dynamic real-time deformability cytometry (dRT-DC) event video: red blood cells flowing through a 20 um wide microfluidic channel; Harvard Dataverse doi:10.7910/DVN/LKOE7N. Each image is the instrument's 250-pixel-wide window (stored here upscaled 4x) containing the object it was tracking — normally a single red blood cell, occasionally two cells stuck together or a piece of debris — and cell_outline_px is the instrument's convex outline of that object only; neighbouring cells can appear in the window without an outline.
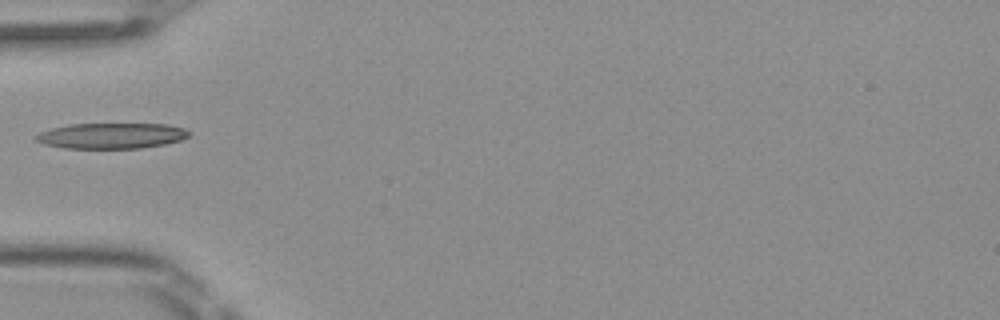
{"species": "Egyptian fruit bat (a non-hibernating species)", "species_latin": "Rousettus aegyptiacus", "temperature_condition": "room temperature", "stored_images_in_passage": 6, "camera_frame_rate_fps": 3000, "um_per_image_px": 0.085, "frame": {"image": 1, "passage_image": 5, "time_ms": 1.333, "image_size_px": [1000, 320], "cell_outline_px": [[188, 136], [180, 140], [164, 144], [140, 148], [64, 148], [44, 144], [36, 140], [32, 136], [40, 132], [52, 128], [68, 124], [168, 124], [184, 128], [188, 132]], "centroid_in_image_um": [9.43, 11.53], "position_along_channel_um": 75.6, "area_um2": 22.77}}
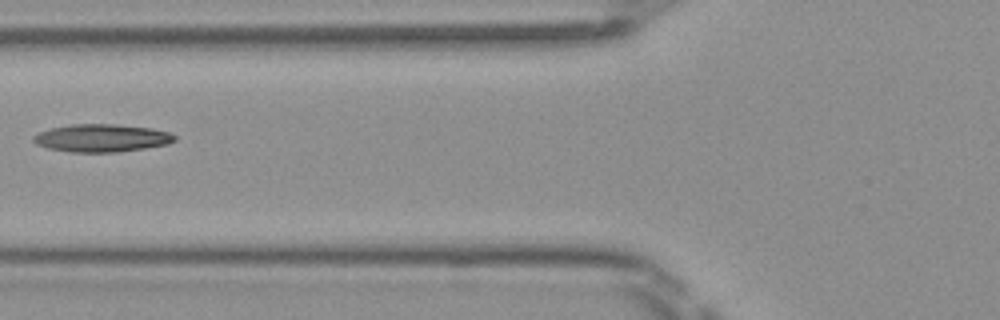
{"frame": {"image": 2, "passage_image": 6, "time_ms": 1.667, "image_size_px": [1000, 320], "cell_outline_px": [[176, 140], [168, 144], [144, 148], [116, 152], [72, 152], [48, 148], [36, 144], [32, 140], [32, 136], [40, 132], [52, 128], [72, 124], [116, 124], [152, 128], [168, 132], [176, 136]], "centroid_in_image_um": [8.64, 11.73], "position_along_channel_um": 117.2, "area_um2": 22.77}}